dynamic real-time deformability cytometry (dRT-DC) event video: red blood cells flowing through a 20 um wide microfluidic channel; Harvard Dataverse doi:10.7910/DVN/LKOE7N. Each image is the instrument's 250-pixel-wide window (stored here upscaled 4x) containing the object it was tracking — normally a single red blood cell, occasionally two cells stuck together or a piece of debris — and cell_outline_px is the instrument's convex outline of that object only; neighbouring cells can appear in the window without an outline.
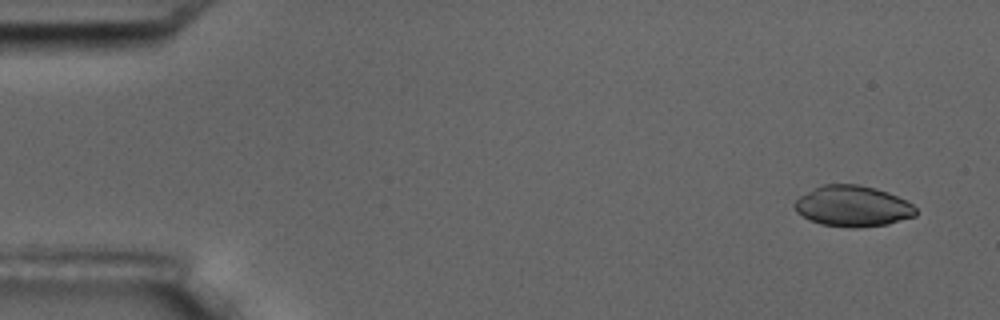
{"species": "common noctule bat (a hibernating species)", "species_latin": "Nyctalus noctula", "temperature_condition": "room temperature", "stored_images_in_passage": 6, "camera_frame_rate_fps": 3000, "um_per_image_px": 0.085, "animal": {"sex": "male", "body_mass_g": 17.5, "forearm_length_mm": 52.3}, "frame": {"image": 1, "passage_image": 1, "time_ms": 0.0, "image_size_px": [1000, 320], "cell_outline_px": [[916, 216], [888, 224], [856, 228], [852, 228], [820, 224], [808, 220], [796, 212], [792, 204], [800, 196], [820, 184], [856, 184], [876, 188], [888, 192], [912, 204], [916, 208]], "centroid_in_image_um": [72.45, 17.53], "position_along_channel_um": 12.6, "area_um2": 29.07}}